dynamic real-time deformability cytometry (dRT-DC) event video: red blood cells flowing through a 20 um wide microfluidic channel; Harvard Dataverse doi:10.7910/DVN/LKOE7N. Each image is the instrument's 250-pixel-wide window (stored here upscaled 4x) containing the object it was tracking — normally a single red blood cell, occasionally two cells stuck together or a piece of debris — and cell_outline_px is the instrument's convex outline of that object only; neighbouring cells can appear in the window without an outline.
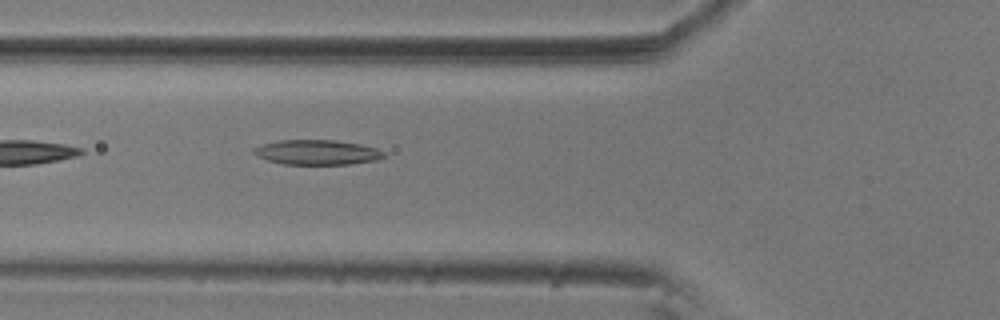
{"species": "common noctule bat (a hibernating species)", "species_latin": "Nyctalus noctula", "temperature_condition": "room temperature", "stored_images_in_passage": 6, "camera_frame_rate_fps": 3000, "um_per_image_px": 0.085, "animal": {"sex": "male", "body_mass_g": 20.5, "forearm_length_mm": 52.5}, "frame": {"image": 1, "passage_image": 6, "time_ms": 1.667, "image_size_px": [1000, 320], "cell_outline_px": [[388, 156], [376, 160], [348, 164], [284, 164], [268, 160], [256, 156], [252, 152], [252, 148], [260, 144], [280, 140], [336, 140], [360, 144], [376, 148], [384, 152]], "centroid_in_image_um": [26.93, 12.94], "position_along_channel_um": 98.9, "area_um2": 18.96}}